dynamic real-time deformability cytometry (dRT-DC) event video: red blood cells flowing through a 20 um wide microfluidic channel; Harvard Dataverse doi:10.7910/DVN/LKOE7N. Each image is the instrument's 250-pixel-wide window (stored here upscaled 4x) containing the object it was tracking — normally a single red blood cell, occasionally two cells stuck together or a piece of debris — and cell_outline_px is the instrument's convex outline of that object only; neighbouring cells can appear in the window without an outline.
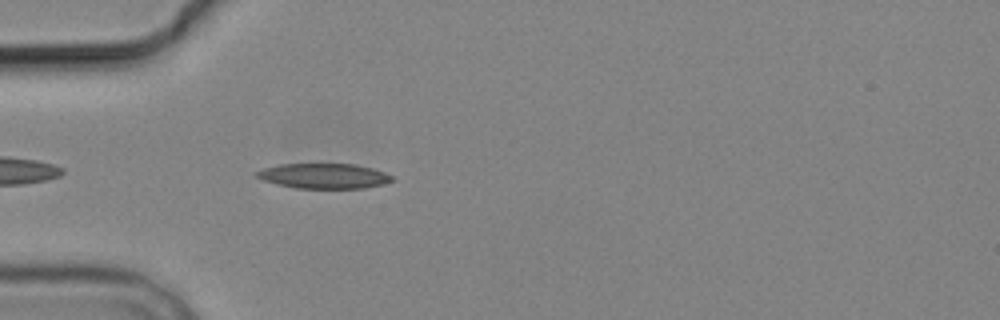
{"species": "common noctule bat (a hibernating species)", "species_latin": "Nyctalus noctula", "temperature_condition": "cold", "stored_images_in_passage": 7, "camera_frame_rate_fps": 3000, "um_per_image_px": 0.085, "animal": {"sex": "male", "body_mass_g": 19.2, "forearm_length_mm": 51.8}, "frame": {"image": 1, "passage_image": 7, "time_ms": 7.0, "image_size_px": [1000, 320], "cell_outline_px": [[396, 180], [384, 184], [364, 188], [296, 188], [276, 184], [252, 176], [256, 172], [264, 168], [280, 164], [356, 164], [372, 168], [384, 172], [392, 176]], "centroid_in_image_um": [27.54, 14.96], "position_along_channel_um": 57.5, "area_um2": 19.88}}